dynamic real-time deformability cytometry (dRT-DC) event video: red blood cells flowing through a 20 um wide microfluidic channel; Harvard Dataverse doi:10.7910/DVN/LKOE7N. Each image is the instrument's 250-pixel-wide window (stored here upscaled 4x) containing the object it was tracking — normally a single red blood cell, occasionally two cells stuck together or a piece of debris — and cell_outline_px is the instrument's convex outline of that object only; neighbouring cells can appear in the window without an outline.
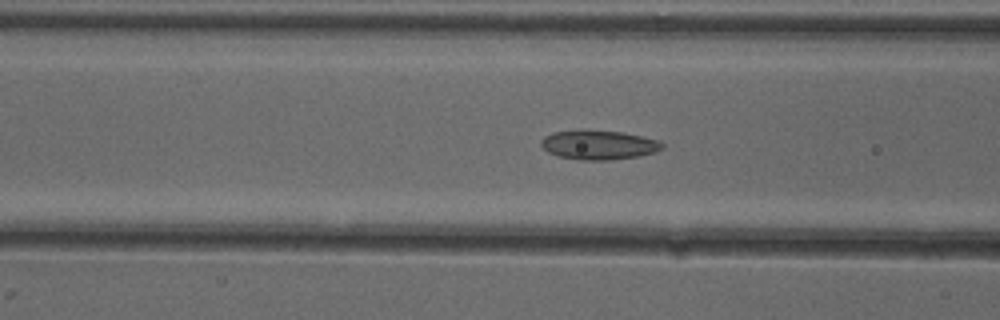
{"species": "common noctule bat (a hibernating species)", "species_latin": "Nyctalus noctula", "temperature_condition": "cold", "stored_images_in_passage": 52, "camera_frame_rate_fps": 3000, "um_per_image_px": 0.085, "animal": {"sex": "female"}, "frame": {"image": 1, "passage_image": 20, "time_ms": 6.333, "image_size_px": [1000, 320], "cell_outline_px": [[664, 148], [656, 152], [640, 156], [612, 160], [580, 160], [560, 156], [548, 152], [540, 144], [540, 140], [544, 136], [552, 132], [584, 128], [620, 132], [660, 140], [664, 144]], "centroid_in_image_um": [50.89, 12.3], "position_along_channel_um": 115.7, "area_um2": 21.15}}
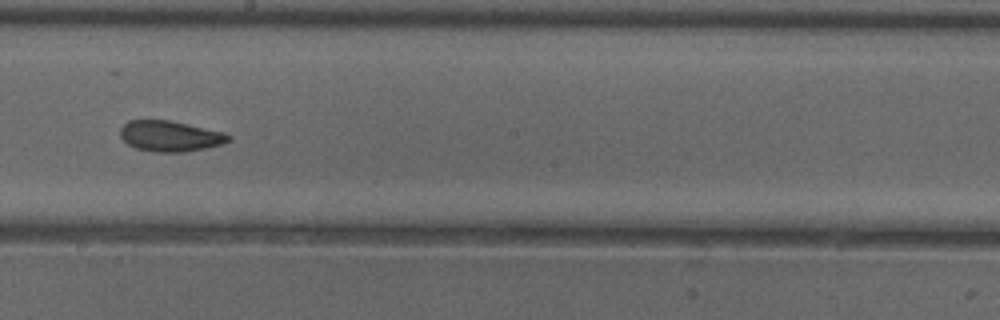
{"frame": {"image": 2, "passage_image": 29, "time_ms": 9.333, "image_size_px": [1000, 320], "cell_outline_px": [[232, 140], [224, 144], [184, 152], [156, 152], [136, 148], [128, 144], [120, 136], [120, 128], [128, 120], [168, 120], [224, 132], [232, 136]], "centroid_in_image_um": [14.48, 11.57], "position_along_channel_um": 233.7, "area_um2": 19.36}}
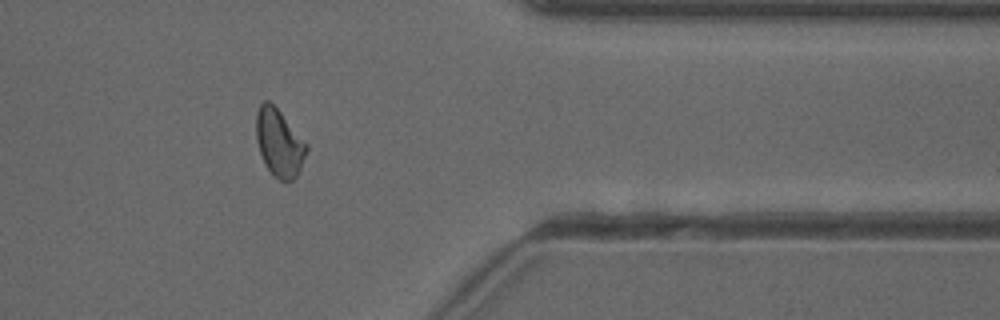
{"frame": {"image": 3, "passage_image": 42, "time_ms": 13.667, "image_size_px": [1000, 320], "cell_outline_px": [[308, 148], [300, 168], [296, 176], [292, 180], [280, 180], [272, 176], [264, 164], [256, 140], [256, 112], [260, 104], [264, 100], [268, 100], [280, 112], [308, 144]], "centroid_in_image_um": [23.71, 12.14], "position_along_channel_um": 387.7, "area_um2": 19.71}, "authors_computed_cell_mechanics": {"area_um2": 19.5942, "velocity_mm_per_s": 3.9295, "shape_relaxation_time_tau1_ms": null, "shape_relaxation_time_tau2_ms": 2.4418, "deformation_change_tau1": null, "deformation_change_tau2": 0.087}}